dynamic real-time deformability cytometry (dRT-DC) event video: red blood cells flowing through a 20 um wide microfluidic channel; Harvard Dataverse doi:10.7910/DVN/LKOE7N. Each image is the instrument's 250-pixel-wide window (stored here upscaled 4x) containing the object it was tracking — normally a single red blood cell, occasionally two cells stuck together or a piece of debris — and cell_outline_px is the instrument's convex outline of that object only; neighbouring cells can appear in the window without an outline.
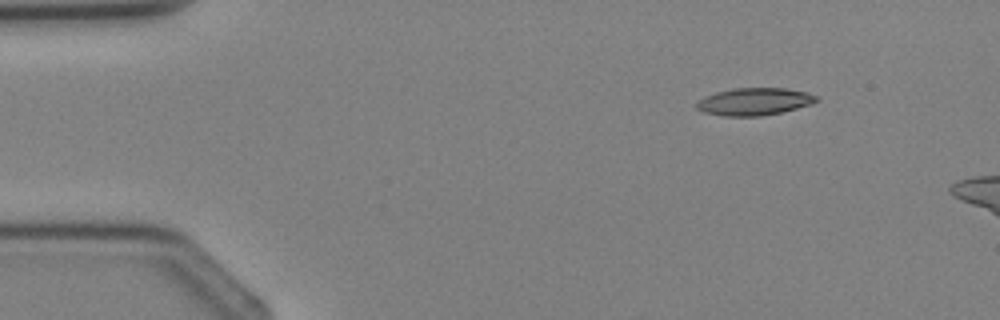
{"species": "Egyptian fruit bat (a non-hibernating species)", "species_latin": "Rousettus aegyptiacus", "temperature_condition": "cold", "stored_images_in_passage": 2, "camera_frame_rate_fps": 3000, "um_per_image_px": 0.085, "animal": {"sex": "female"}, "frame": {"image": 1, "passage_image": 2, "time_ms": 1.333, "image_size_px": [1000, 320], "cell_outline_px": [[820, 100], [812, 104], [780, 112], [760, 116], [724, 116], [704, 112], [696, 108], [696, 100], [704, 96], [716, 92], [732, 88], [788, 88], [808, 92], [816, 96]], "centroid_in_image_um": [64.1, 8.62], "position_along_channel_um": 20.9, "area_um2": 19.25}}